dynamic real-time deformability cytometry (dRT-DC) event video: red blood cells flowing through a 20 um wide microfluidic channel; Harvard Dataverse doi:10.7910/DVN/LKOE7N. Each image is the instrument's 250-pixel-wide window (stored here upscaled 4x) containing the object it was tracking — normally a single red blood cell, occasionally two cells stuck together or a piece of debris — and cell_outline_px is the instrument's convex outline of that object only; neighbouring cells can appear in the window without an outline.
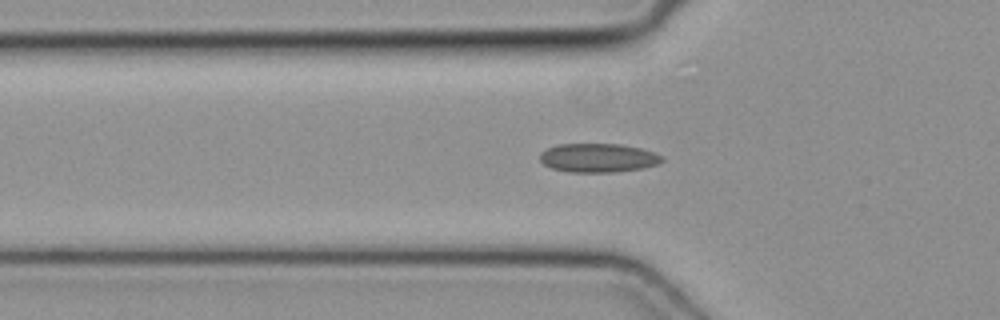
{"species": "common noctule bat (a hibernating species)", "species_latin": "Nyctalus noctula", "temperature_condition": "cold", "stored_images_in_passage": 41, "camera_frame_rate_fps": 3000, "um_per_image_px": 0.085, "animal": {"sex": "female", "body_mass_g": 19.3, "forearm_length_mm": 54.1}, "frame": {"image": 1, "passage_image": 13, "time_ms": 4.0, "image_size_px": [1000, 320], "cell_outline_px": [[664, 160], [660, 164], [644, 168], [616, 172], [568, 172], [552, 168], [544, 164], [540, 160], [540, 152], [548, 148], [560, 144], [620, 144], [640, 148], [656, 152], [664, 156]], "centroid_in_image_um": [50.9, 13.42], "position_along_channel_um": 74.9, "area_um2": 20.75}}
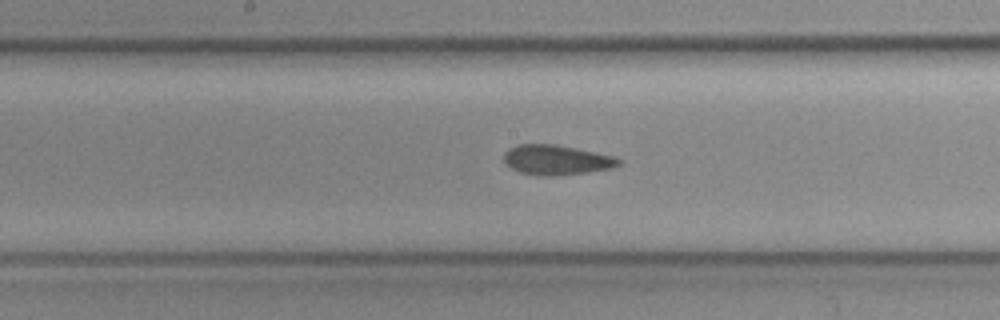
{"frame": {"image": 2, "passage_image": 22, "time_ms": 7.0, "image_size_px": [1000, 320], "cell_outline_px": [[620, 164], [612, 168], [588, 172], [552, 176], [540, 176], [520, 172], [504, 164], [504, 152], [508, 148], [520, 144], [556, 144], [576, 148], [612, 156], [620, 160]], "centroid_in_image_um": [47.25, 13.59], "position_along_channel_um": 201.0, "area_um2": 19.94}}
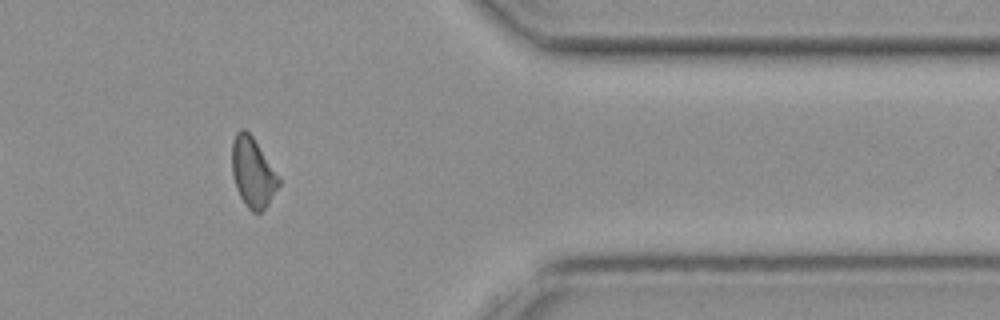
{"frame": {"image": 3, "passage_image": 37, "time_ms": 12.0, "image_size_px": [1000, 320], "cell_outline_px": [[280, 184], [268, 204], [260, 212], [252, 212], [244, 204], [236, 188], [232, 176], [232, 140], [236, 132], [240, 128], [244, 128], [252, 136], [280, 176]], "centroid_in_image_um": [21.48, 14.64], "position_along_channel_um": 389.9, "area_um2": 19.13}}